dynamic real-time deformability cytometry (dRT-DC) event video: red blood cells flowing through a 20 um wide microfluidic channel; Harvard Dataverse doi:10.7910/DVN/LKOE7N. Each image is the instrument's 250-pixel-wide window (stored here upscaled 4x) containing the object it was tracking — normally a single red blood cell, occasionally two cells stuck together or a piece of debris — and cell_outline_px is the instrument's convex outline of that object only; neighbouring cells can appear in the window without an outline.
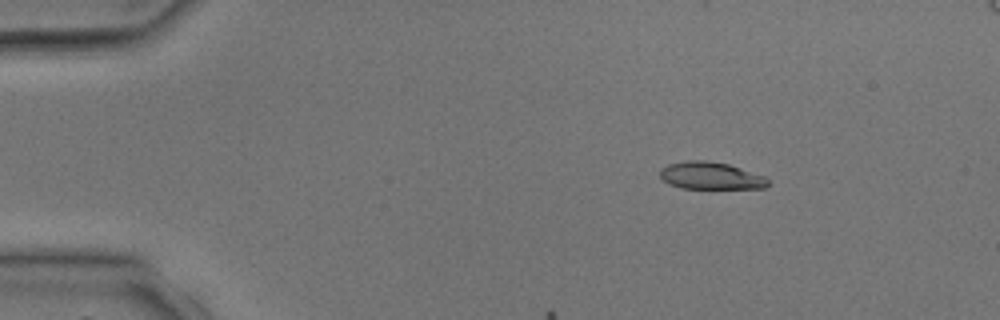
{"species": "common noctule bat (a hibernating species)", "species_latin": "Nyctalus noctula", "temperature_condition": "room temperature", "stored_images_in_passage": 6, "camera_frame_rate_fps": 3000, "um_per_image_px": 0.085, "animal": {"sex": "male", "body_mass_g": 17.9, "forearm_length_mm": 54.2}, "frame": {"image": 1, "passage_image": 2, "time_ms": 1.333, "image_size_px": [1000, 320], "cell_outline_px": [[768, 184], [764, 188], [680, 188], [668, 184], [660, 176], [660, 168], [668, 164], [688, 160], [704, 160], [728, 164], [764, 176], [768, 180]], "centroid_in_image_um": [60.36, 14.93], "position_along_channel_um": 24.6, "area_um2": 17.05}}